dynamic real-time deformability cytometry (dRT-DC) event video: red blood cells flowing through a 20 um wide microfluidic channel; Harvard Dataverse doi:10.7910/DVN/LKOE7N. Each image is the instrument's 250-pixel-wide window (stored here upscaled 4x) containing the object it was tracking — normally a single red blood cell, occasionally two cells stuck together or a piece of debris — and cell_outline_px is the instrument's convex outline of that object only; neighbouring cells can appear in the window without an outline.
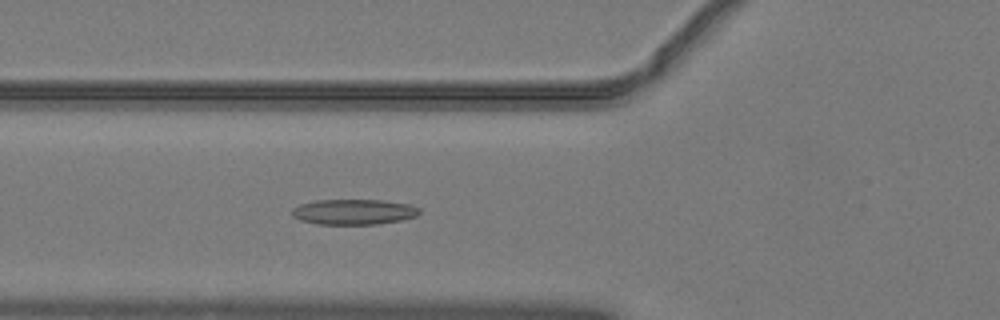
{"species": "common noctule bat (a hibernating species)", "species_latin": "Nyctalus noctula", "temperature_condition": "warm", "stored_images_in_passage": 52, "camera_frame_rate_fps": 3000, "um_per_image_px": 0.085, "animal": {"sex": "male", "body_mass_g": 19.2, "forearm_length_mm": 51.8}, "frame": {"image": 1, "passage_image": 20, "time_ms": 6.333, "image_size_px": [1000, 320], "cell_outline_px": [[420, 212], [416, 216], [400, 220], [376, 224], [316, 224], [300, 220], [292, 216], [292, 208], [300, 204], [316, 200], [384, 200], [408, 204], [420, 208]], "centroid_in_image_um": [30.05, 18.0], "position_along_channel_um": 95.8, "area_um2": 18.84}}
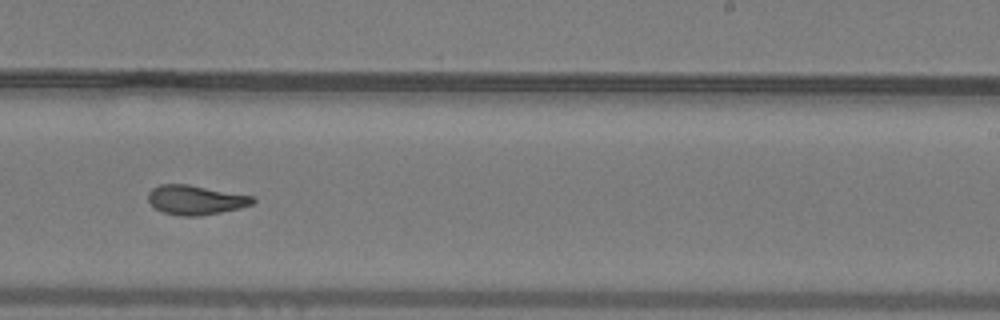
{"frame": {"image": 2, "passage_image": 33, "time_ms": 10.667, "image_size_px": [1000, 320], "cell_outline_px": [[256, 200], [252, 204], [240, 208], [200, 216], [180, 216], [164, 212], [156, 208], [148, 200], [148, 192], [152, 188], [160, 184], [188, 184], [252, 196]], "centroid_in_image_um": [16.61, 16.99], "position_along_channel_um": 272.4, "area_um2": 17.8}}
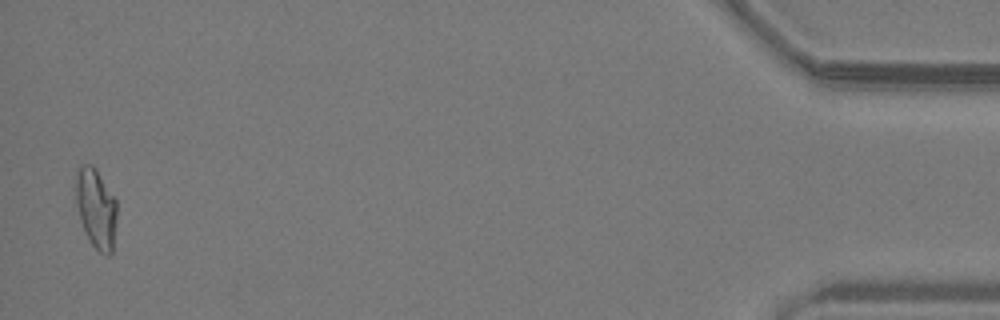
{"frame": {"image": 3, "passage_image": 51, "time_ms": 16.667, "image_size_px": [1000, 320], "cell_outline_px": [[116, 220], [112, 256], [108, 256], [100, 252], [92, 244], [80, 220], [76, 204], [76, 172], [80, 164], [92, 164], [96, 168], [116, 200]], "centroid_in_image_um": [8.17, 17.69], "position_along_channel_um": 427.0, "area_um2": 19.07}, "authors_computed_cell_mechanics": {"area_um2": 18.4093, "velocity_mm_per_s": 4.0692, "shape_relaxation_time_tau1_ms": null, "shape_relaxation_time_tau2_ms": 2.5375, "deformation_change_tau1": null, "deformation_change_tau2": 0.0993}}